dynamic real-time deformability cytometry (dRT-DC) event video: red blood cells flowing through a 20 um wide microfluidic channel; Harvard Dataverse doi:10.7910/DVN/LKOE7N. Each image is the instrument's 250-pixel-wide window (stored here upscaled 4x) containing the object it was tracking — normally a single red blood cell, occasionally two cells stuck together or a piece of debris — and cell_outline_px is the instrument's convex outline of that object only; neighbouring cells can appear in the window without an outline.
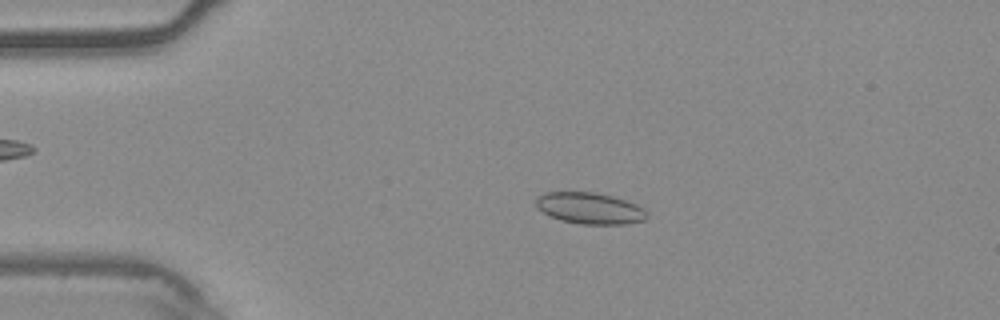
{"species": "common noctule bat (a hibernating species)", "species_latin": "Nyctalus noctula", "temperature_condition": "warm", "stored_images_in_passage": 46, "camera_frame_rate_fps": 3000, "um_per_image_px": 0.085, "animal": {"sex": "male", "body_mass_g": 20.4}, "frame": {"image": 1, "passage_image": 3, "time_ms": 0.667, "image_size_px": [1000, 320], "cell_outline_px": [[648, 216], [644, 220], [624, 224], [580, 224], [560, 220], [548, 216], [536, 208], [536, 196], [544, 192], [596, 192], [612, 196], [636, 204], [644, 208], [648, 212]], "centroid_in_image_um": [50.1, 17.7], "position_along_channel_um": 34.9, "area_um2": 20.52}}
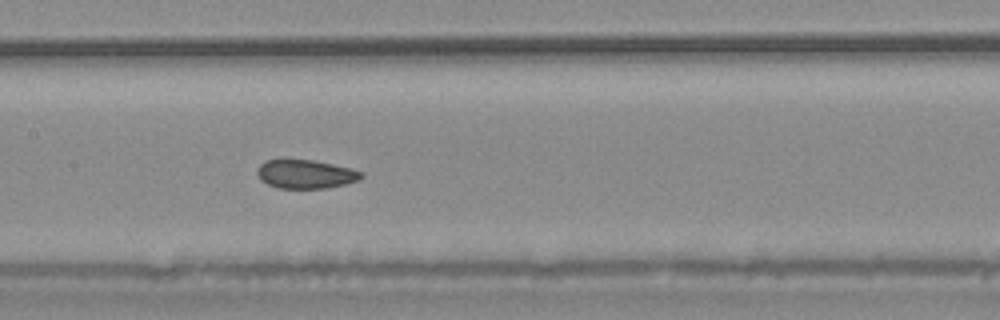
{"frame": {"image": 2, "passage_image": 18, "time_ms": 5.667, "image_size_px": [1000, 320], "cell_outline_px": [[364, 176], [360, 180], [328, 188], [276, 188], [260, 180], [256, 172], [256, 168], [264, 160], [312, 160], [352, 168], [364, 172]], "centroid_in_image_um": [25.98, 14.8], "position_along_channel_um": 181.4, "area_um2": 17.57}}
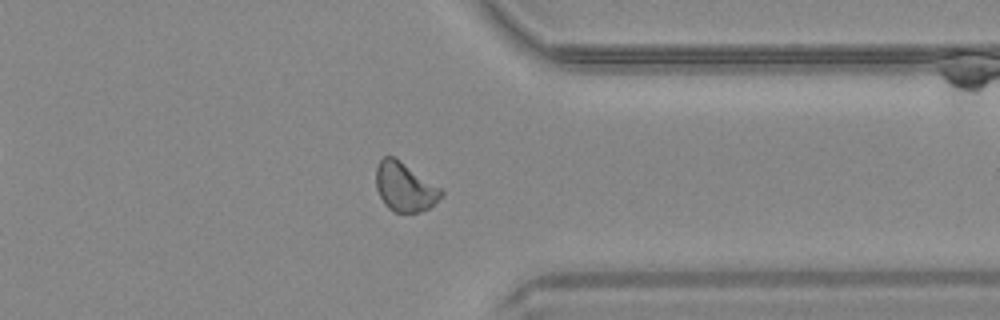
{"frame": {"image": 3, "passage_image": 34, "time_ms": 11.0, "image_size_px": [1000, 320], "cell_outline_px": [[444, 192], [428, 208], [420, 212], [396, 212], [388, 208], [384, 204], [376, 188], [376, 168], [380, 160], [384, 156], [392, 156], [400, 160], [440, 188]], "centroid_in_image_um": [34.36, 15.89], "position_along_channel_um": 377.0, "area_um2": 18.21}, "authors_computed_cell_mechanics": {"area_um2": 18.2359, "velocity_mm_per_s": 3.7435, "shape_relaxation_time_tau1_ms": null, "shape_relaxation_time_tau2_ms": 1.567, "deformation_change_tau1": null, "deformation_change_tau2": 0.0499}}